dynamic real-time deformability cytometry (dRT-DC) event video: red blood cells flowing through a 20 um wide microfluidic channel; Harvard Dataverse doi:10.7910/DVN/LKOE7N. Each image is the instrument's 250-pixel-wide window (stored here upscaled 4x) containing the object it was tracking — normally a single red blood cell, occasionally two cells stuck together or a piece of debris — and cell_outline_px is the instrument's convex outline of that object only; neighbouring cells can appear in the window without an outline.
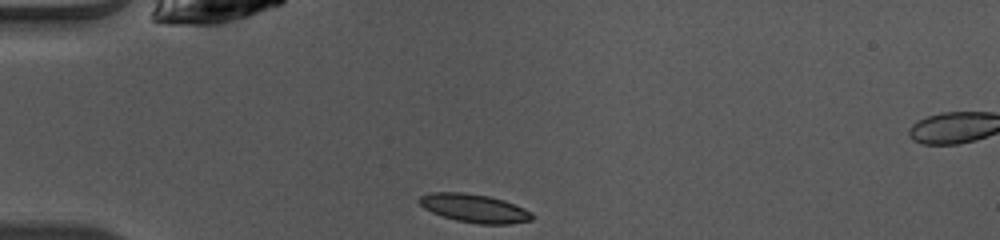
{"species": "common noctule bat (a hibernating species)", "species_latin": "Nyctalus noctula", "temperature_condition": "warm", "stored_images_in_passage": 37, "camera_frame_rate_fps": 3000, "um_per_image_px": 0.085, "animal": {"sex": "female", "body_mass_g": 10.0, "forearm_length_mm": 53.1}, "frame": {"image": 1, "passage_image": 1, "time_ms": 0.0, "image_size_px": [1000, 240], "cell_outline_px": [[532, 220], [512, 224], [480, 224], [456, 220], [432, 212], [424, 208], [420, 204], [420, 196], [428, 192], [464, 192], [488, 196], [504, 200], [524, 208], [532, 212]], "centroid_in_image_um": [40.33, 17.7], "position_along_channel_um": 44.7, "area_um2": 18.61}}
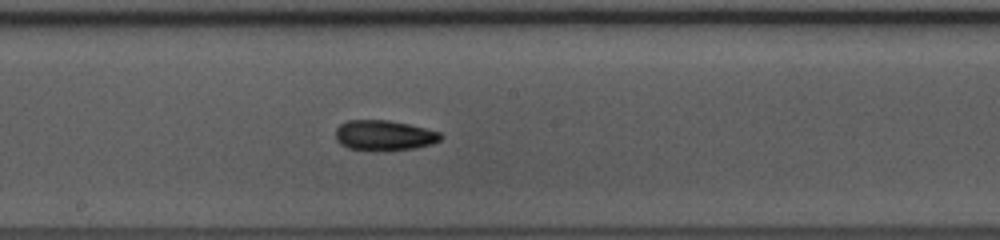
{"frame": {"image": 2, "passage_image": 15, "time_ms": 4.667, "image_size_px": [1000, 240], "cell_outline_px": [[444, 136], [440, 140], [432, 144], [416, 148], [380, 152], [348, 148], [340, 144], [336, 140], [336, 128], [340, 124], [348, 120], [388, 120], [408, 124], [440, 132]], "centroid_in_image_um": [32.65, 11.53], "position_along_channel_um": 215.6, "area_um2": 18.84}}
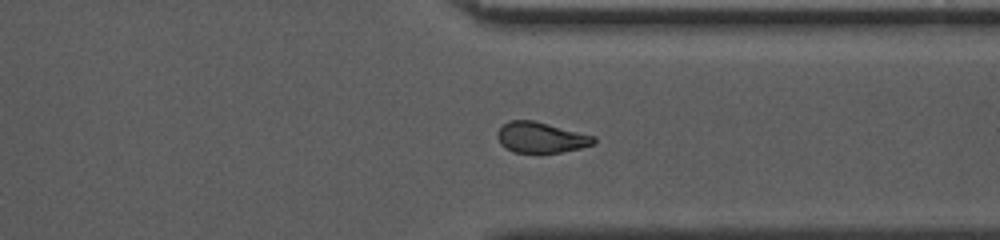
{"frame": {"image": 3, "passage_image": 26, "time_ms": 8.333, "image_size_px": [1000, 240], "cell_outline_px": [[596, 144], [580, 148], [560, 152], [512, 152], [500, 144], [496, 136], [496, 132], [508, 120], [532, 120], [596, 136]], "centroid_in_image_um": [45.97, 11.68], "position_along_channel_um": 365.4, "area_um2": 17.22}, "authors_computed_cell_mechanics": {"area_um2": 18.0336, "velocity_mm_per_s": 4.0971, "shape_relaxation_time_tau1_ms": 5.1438, "shape_relaxation_time_tau2_ms": 5.3869, "deformation_change_tau1": 0.1372, "deformation_change_tau2": 0.126}}